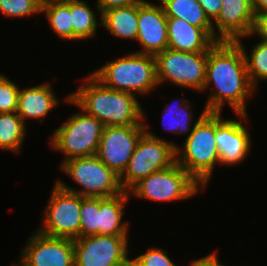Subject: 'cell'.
Masks as SVG:
<instances>
[{
  "mask_svg": "<svg viewBox=\"0 0 267 266\" xmlns=\"http://www.w3.org/2000/svg\"><path fill=\"white\" fill-rule=\"evenodd\" d=\"M168 48L183 52H208L216 41L203 29L184 19L167 17Z\"/></svg>",
  "mask_w": 267,
  "mask_h": 266,
  "instance_id": "e0dca14e",
  "label": "cell"
},
{
  "mask_svg": "<svg viewBox=\"0 0 267 266\" xmlns=\"http://www.w3.org/2000/svg\"><path fill=\"white\" fill-rule=\"evenodd\" d=\"M148 126L145 123L146 132L139 139L128 167L120 177L123 191L129 192L142 179L176 162L177 145L154 135Z\"/></svg>",
  "mask_w": 267,
  "mask_h": 266,
  "instance_id": "8992f818",
  "label": "cell"
},
{
  "mask_svg": "<svg viewBox=\"0 0 267 266\" xmlns=\"http://www.w3.org/2000/svg\"><path fill=\"white\" fill-rule=\"evenodd\" d=\"M142 1L143 0H97V11L95 10V12H99L98 15H100L101 20V15L108 10L130 6Z\"/></svg>",
  "mask_w": 267,
  "mask_h": 266,
  "instance_id": "4dcf8cb0",
  "label": "cell"
},
{
  "mask_svg": "<svg viewBox=\"0 0 267 266\" xmlns=\"http://www.w3.org/2000/svg\"><path fill=\"white\" fill-rule=\"evenodd\" d=\"M254 20L251 0H222L220 13L213 21L218 28L216 42L251 36Z\"/></svg>",
  "mask_w": 267,
  "mask_h": 266,
  "instance_id": "2e32d148",
  "label": "cell"
},
{
  "mask_svg": "<svg viewBox=\"0 0 267 266\" xmlns=\"http://www.w3.org/2000/svg\"><path fill=\"white\" fill-rule=\"evenodd\" d=\"M215 112V141L222 165H237L243 161L251 147V136L242 122L247 114H236L240 120H225Z\"/></svg>",
  "mask_w": 267,
  "mask_h": 266,
  "instance_id": "5bb4252c",
  "label": "cell"
},
{
  "mask_svg": "<svg viewBox=\"0 0 267 266\" xmlns=\"http://www.w3.org/2000/svg\"><path fill=\"white\" fill-rule=\"evenodd\" d=\"M52 30L62 39L73 40L71 0H54L41 7Z\"/></svg>",
  "mask_w": 267,
  "mask_h": 266,
  "instance_id": "603a6c76",
  "label": "cell"
},
{
  "mask_svg": "<svg viewBox=\"0 0 267 266\" xmlns=\"http://www.w3.org/2000/svg\"><path fill=\"white\" fill-rule=\"evenodd\" d=\"M101 22V25L111 35L136 40L138 34V3L104 12L101 15Z\"/></svg>",
  "mask_w": 267,
  "mask_h": 266,
  "instance_id": "44dd1931",
  "label": "cell"
},
{
  "mask_svg": "<svg viewBox=\"0 0 267 266\" xmlns=\"http://www.w3.org/2000/svg\"><path fill=\"white\" fill-rule=\"evenodd\" d=\"M197 1L204 9L206 16L213 23V21L218 17L220 13L222 0H197Z\"/></svg>",
  "mask_w": 267,
  "mask_h": 266,
  "instance_id": "d6a6232c",
  "label": "cell"
},
{
  "mask_svg": "<svg viewBox=\"0 0 267 266\" xmlns=\"http://www.w3.org/2000/svg\"><path fill=\"white\" fill-rule=\"evenodd\" d=\"M136 266H176L168 257V251L151 247L145 253L131 259Z\"/></svg>",
  "mask_w": 267,
  "mask_h": 266,
  "instance_id": "f546056e",
  "label": "cell"
},
{
  "mask_svg": "<svg viewBox=\"0 0 267 266\" xmlns=\"http://www.w3.org/2000/svg\"><path fill=\"white\" fill-rule=\"evenodd\" d=\"M178 101V100H177ZM181 104H176L173 107H171V104H174L175 102L172 101L170 104L165 106L164 110L165 112L162 113V122L168 121L167 125H163L168 131L175 133V134H187L188 135L193 131V126H191V121L193 119V111L191 110L192 107L190 106L191 103L189 99H182L180 100ZM170 105V106H169ZM167 116V117H166ZM169 117V118H168ZM168 118V119H167ZM166 123V122H165ZM191 128V129H190Z\"/></svg>",
  "mask_w": 267,
  "mask_h": 266,
  "instance_id": "484cf974",
  "label": "cell"
},
{
  "mask_svg": "<svg viewBox=\"0 0 267 266\" xmlns=\"http://www.w3.org/2000/svg\"><path fill=\"white\" fill-rule=\"evenodd\" d=\"M145 132V125L104 127L96 156L121 177Z\"/></svg>",
  "mask_w": 267,
  "mask_h": 266,
  "instance_id": "7c38bea8",
  "label": "cell"
},
{
  "mask_svg": "<svg viewBox=\"0 0 267 266\" xmlns=\"http://www.w3.org/2000/svg\"><path fill=\"white\" fill-rule=\"evenodd\" d=\"M251 34L261 37V40L267 41V12L255 13V20Z\"/></svg>",
  "mask_w": 267,
  "mask_h": 266,
  "instance_id": "1f68e13d",
  "label": "cell"
},
{
  "mask_svg": "<svg viewBox=\"0 0 267 266\" xmlns=\"http://www.w3.org/2000/svg\"><path fill=\"white\" fill-rule=\"evenodd\" d=\"M218 266H227V265H224L218 258Z\"/></svg>",
  "mask_w": 267,
  "mask_h": 266,
  "instance_id": "74e56055",
  "label": "cell"
},
{
  "mask_svg": "<svg viewBox=\"0 0 267 266\" xmlns=\"http://www.w3.org/2000/svg\"><path fill=\"white\" fill-rule=\"evenodd\" d=\"M59 101L55 96L52 85L47 83L35 85L19 90L17 114L26 123V118L39 119L47 116V113L58 106Z\"/></svg>",
  "mask_w": 267,
  "mask_h": 266,
  "instance_id": "ac0fdd59",
  "label": "cell"
},
{
  "mask_svg": "<svg viewBox=\"0 0 267 266\" xmlns=\"http://www.w3.org/2000/svg\"><path fill=\"white\" fill-rule=\"evenodd\" d=\"M82 113L73 114L51 135V147L65 155L64 161L77 157L96 155L104 125L95 117Z\"/></svg>",
  "mask_w": 267,
  "mask_h": 266,
  "instance_id": "52a82bcc",
  "label": "cell"
},
{
  "mask_svg": "<svg viewBox=\"0 0 267 266\" xmlns=\"http://www.w3.org/2000/svg\"><path fill=\"white\" fill-rule=\"evenodd\" d=\"M241 48L246 62V69L252 86L257 89L259 82L267 80V41L260 40L252 48L250 56L241 38L235 41Z\"/></svg>",
  "mask_w": 267,
  "mask_h": 266,
  "instance_id": "d4e9b609",
  "label": "cell"
},
{
  "mask_svg": "<svg viewBox=\"0 0 267 266\" xmlns=\"http://www.w3.org/2000/svg\"><path fill=\"white\" fill-rule=\"evenodd\" d=\"M143 50L140 54L156 55L168 48L167 16L161 4L143 0L138 3L137 39Z\"/></svg>",
  "mask_w": 267,
  "mask_h": 266,
  "instance_id": "9a60e30c",
  "label": "cell"
},
{
  "mask_svg": "<svg viewBox=\"0 0 267 266\" xmlns=\"http://www.w3.org/2000/svg\"><path fill=\"white\" fill-rule=\"evenodd\" d=\"M37 4H39L41 7L47 5L48 3L54 1V0H34Z\"/></svg>",
  "mask_w": 267,
  "mask_h": 266,
  "instance_id": "d590c367",
  "label": "cell"
},
{
  "mask_svg": "<svg viewBox=\"0 0 267 266\" xmlns=\"http://www.w3.org/2000/svg\"><path fill=\"white\" fill-rule=\"evenodd\" d=\"M254 13L267 12V0H251Z\"/></svg>",
  "mask_w": 267,
  "mask_h": 266,
  "instance_id": "e575fe53",
  "label": "cell"
},
{
  "mask_svg": "<svg viewBox=\"0 0 267 266\" xmlns=\"http://www.w3.org/2000/svg\"><path fill=\"white\" fill-rule=\"evenodd\" d=\"M158 85L170 81L182 88L203 92L207 52H183L167 48L155 55Z\"/></svg>",
  "mask_w": 267,
  "mask_h": 266,
  "instance_id": "ba28073f",
  "label": "cell"
},
{
  "mask_svg": "<svg viewBox=\"0 0 267 266\" xmlns=\"http://www.w3.org/2000/svg\"><path fill=\"white\" fill-rule=\"evenodd\" d=\"M26 130V124L17 112L0 113V149L20 152Z\"/></svg>",
  "mask_w": 267,
  "mask_h": 266,
  "instance_id": "7402d4cb",
  "label": "cell"
},
{
  "mask_svg": "<svg viewBox=\"0 0 267 266\" xmlns=\"http://www.w3.org/2000/svg\"><path fill=\"white\" fill-rule=\"evenodd\" d=\"M80 237L99 235V197H82Z\"/></svg>",
  "mask_w": 267,
  "mask_h": 266,
  "instance_id": "4316f807",
  "label": "cell"
},
{
  "mask_svg": "<svg viewBox=\"0 0 267 266\" xmlns=\"http://www.w3.org/2000/svg\"><path fill=\"white\" fill-rule=\"evenodd\" d=\"M167 17L184 19L190 25L203 28L215 41L216 29L197 0H159Z\"/></svg>",
  "mask_w": 267,
  "mask_h": 266,
  "instance_id": "ffe728a7",
  "label": "cell"
},
{
  "mask_svg": "<svg viewBox=\"0 0 267 266\" xmlns=\"http://www.w3.org/2000/svg\"><path fill=\"white\" fill-rule=\"evenodd\" d=\"M60 168L82 189L71 188L61 180L56 182L63 189L82 197L109 198L123 192L120 177L96 155L63 161Z\"/></svg>",
  "mask_w": 267,
  "mask_h": 266,
  "instance_id": "5b68a950",
  "label": "cell"
},
{
  "mask_svg": "<svg viewBox=\"0 0 267 266\" xmlns=\"http://www.w3.org/2000/svg\"><path fill=\"white\" fill-rule=\"evenodd\" d=\"M47 203L42 227L37 231L49 237L80 238L81 195L55 183Z\"/></svg>",
  "mask_w": 267,
  "mask_h": 266,
  "instance_id": "30bf717a",
  "label": "cell"
},
{
  "mask_svg": "<svg viewBox=\"0 0 267 266\" xmlns=\"http://www.w3.org/2000/svg\"><path fill=\"white\" fill-rule=\"evenodd\" d=\"M86 84L66 96L65 101L95 117L104 127L145 125L146 115L135 95L105 87L92 74Z\"/></svg>",
  "mask_w": 267,
  "mask_h": 266,
  "instance_id": "7a4b0ae2",
  "label": "cell"
},
{
  "mask_svg": "<svg viewBox=\"0 0 267 266\" xmlns=\"http://www.w3.org/2000/svg\"><path fill=\"white\" fill-rule=\"evenodd\" d=\"M131 194L122 193L109 197H99V235H128L129 222H123V209Z\"/></svg>",
  "mask_w": 267,
  "mask_h": 266,
  "instance_id": "d6986e66",
  "label": "cell"
},
{
  "mask_svg": "<svg viewBox=\"0 0 267 266\" xmlns=\"http://www.w3.org/2000/svg\"><path fill=\"white\" fill-rule=\"evenodd\" d=\"M215 86L204 106L207 112L221 113L226 102L235 114H247L246 100L257 91L251 84L244 54L236 42H216L207 52L203 91Z\"/></svg>",
  "mask_w": 267,
  "mask_h": 266,
  "instance_id": "6da1fadb",
  "label": "cell"
},
{
  "mask_svg": "<svg viewBox=\"0 0 267 266\" xmlns=\"http://www.w3.org/2000/svg\"><path fill=\"white\" fill-rule=\"evenodd\" d=\"M122 266H136V265L132 260H129L126 264H124Z\"/></svg>",
  "mask_w": 267,
  "mask_h": 266,
  "instance_id": "8d00e7d4",
  "label": "cell"
},
{
  "mask_svg": "<svg viewBox=\"0 0 267 266\" xmlns=\"http://www.w3.org/2000/svg\"><path fill=\"white\" fill-rule=\"evenodd\" d=\"M201 185L177 162L152 173L138 182L130 191L133 196L157 202L184 200L201 190Z\"/></svg>",
  "mask_w": 267,
  "mask_h": 266,
  "instance_id": "9c48e42d",
  "label": "cell"
},
{
  "mask_svg": "<svg viewBox=\"0 0 267 266\" xmlns=\"http://www.w3.org/2000/svg\"><path fill=\"white\" fill-rule=\"evenodd\" d=\"M128 235H94L73 239L75 266H122L128 259Z\"/></svg>",
  "mask_w": 267,
  "mask_h": 266,
  "instance_id": "8fae6325",
  "label": "cell"
},
{
  "mask_svg": "<svg viewBox=\"0 0 267 266\" xmlns=\"http://www.w3.org/2000/svg\"><path fill=\"white\" fill-rule=\"evenodd\" d=\"M91 74L105 87L133 95H145L159 87L155 56L150 54L129 53L107 61Z\"/></svg>",
  "mask_w": 267,
  "mask_h": 266,
  "instance_id": "277c9868",
  "label": "cell"
},
{
  "mask_svg": "<svg viewBox=\"0 0 267 266\" xmlns=\"http://www.w3.org/2000/svg\"><path fill=\"white\" fill-rule=\"evenodd\" d=\"M0 12L5 17H25L41 13V6L34 0H0Z\"/></svg>",
  "mask_w": 267,
  "mask_h": 266,
  "instance_id": "83f0119b",
  "label": "cell"
},
{
  "mask_svg": "<svg viewBox=\"0 0 267 266\" xmlns=\"http://www.w3.org/2000/svg\"><path fill=\"white\" fill-rule=\"evenodd\" d=\"M193 266H218V257L214 252L208 254L203 258L196 259L193 261Z\"/></svg>",
  "mask_w": 267,
  "mask_h": 266,
  "instance_id": "836d02e7",
  "label": "cell"
},
{
  "mask_svg": "<svg viewBox=\"0 0 267 266\" xmlns=\"http://www.w3.org/2000/svg\"><path fill=\"white\" fill-rule=\"evenodd\" d=\"M193 124V131L187 135L183 148H175L176 162L202 186L201 188H205L215 165L220 164L215 141V112L203 109Z\"/></svg>",
  "mask_w": 267,
  "mask_h": 266,
  "instance_id": "3957f363",
  "label": "cell"
},
{
  "mask_svg": "<svg viewBox=\"0 0 267 266\" xmlns=\"http://www.w3.org/2000/svg\"><path fill=\"white\" fill-rule=\"evenodd\" d=\"M20 87L0 74V113L17 112Z\"/></svg>",
  "mask_w": 267,
  "mask_h": 266,
  "instance_id": "f1b7e54d",
  "label": "cell"
},
{
  "mask_svg": "<svg viewBox=\"0 0 267 266\" xmlns=\"http://www.w3.org/2000/svg\"><path fill=\"white\" fill-rule=\"evenodd\" d=\"M15 266H75L73 239L49 237L37 230Z\"/></svg>",
  "mask_w": 267,
  "mask_h": 266,
  "instance_id": "4fadbf2b",
  "label": "cell"
},
{
  "mask_svg": "<svg viewBox=\"0 0 267 266\" xmlns=\"http://www.w3.org/2000/svg\"><path fill=\"white\" fill-rule=\"evenodd\" d=\"M95 12L83 0H71L73 40H86L96 35L98 23Z\"/></svg>",
  "mask_w": 267,
  "mask_h": 266,
  "instance_id": "cb8c5ba5",
  "label": "cell"
}]
</instances>
